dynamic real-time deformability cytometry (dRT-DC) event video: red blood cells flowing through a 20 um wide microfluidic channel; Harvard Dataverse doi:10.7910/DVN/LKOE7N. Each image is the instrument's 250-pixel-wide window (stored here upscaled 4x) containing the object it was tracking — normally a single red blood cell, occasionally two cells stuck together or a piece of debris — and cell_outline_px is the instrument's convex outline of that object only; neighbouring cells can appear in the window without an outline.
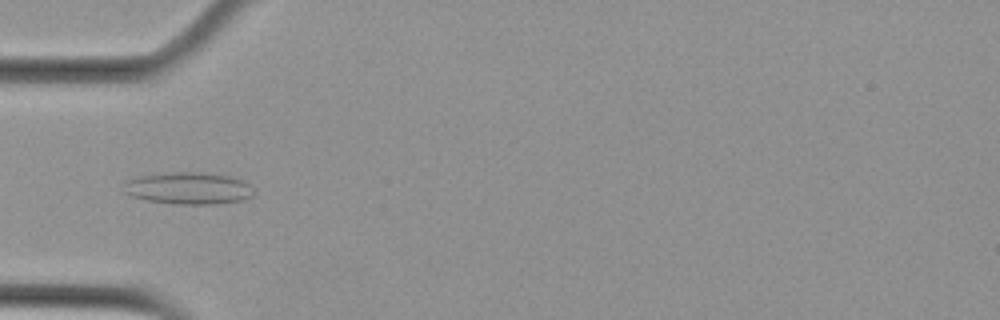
{"species": "Egyptian fruit bat (a non-hibernating species)", "species_latin": "Rousettus aegyptiacus", "temperature_condition": "cold", "stored_images_in_passage": 6, "camera_frame_rate_fps": 3000, "um_per_image_px": 0.085, "animal": {"sex": "female"}, "frame": {"image": 1, "passage_image": 4, "time_ms": 1.0, "image_size_px": [1000, 320], "cell_outline_px": [[256, 192], [252, 196], [240, 200], [216, 204], [172, 204], [144, 200], [132, 196], [124, 192], [124, 180], [140, 176], [172, 172], [200, 172], [232, 176], [244, 180]], "centroid_in_image_um": [16.01, 16.0], "position_along_channel_um": 69.0, "area_um2": 24.51}}
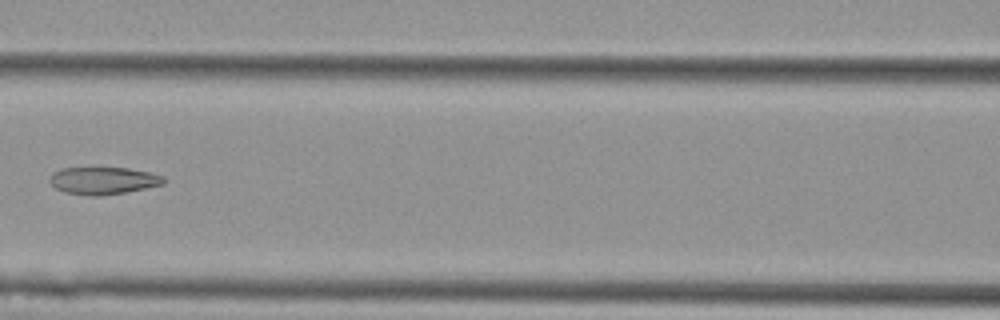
{"frame": {"image": 2, "passage_image": 6, "time_ms": 1.667, "image_size_px": [1000, 320], "cell_outline_px": [[168, 180], [164, 184], [124, 192], [100, 196], [88, 196], [64, 192], [56, 188], [48, 180], [48, 176], [52, 172], [60, 168], [128, 168], [152, 172], [164, 176]], "centroid_in_image_um": [8.77, 15.34], "position_along_channel_um": 157.8, "area_um2": 18.38}}